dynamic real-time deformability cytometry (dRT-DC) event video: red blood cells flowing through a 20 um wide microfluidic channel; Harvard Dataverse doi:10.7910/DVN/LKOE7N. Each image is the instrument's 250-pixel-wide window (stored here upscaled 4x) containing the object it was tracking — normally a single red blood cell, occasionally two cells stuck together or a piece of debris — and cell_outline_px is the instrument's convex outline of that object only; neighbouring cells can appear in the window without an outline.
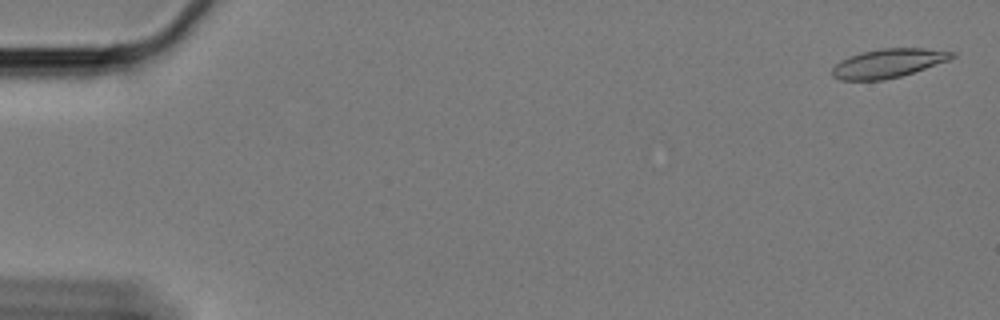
{"species": "Egyptian fruit bat (a non-hibernating species)", "species_latin": "Rousettus aegyptiacus", "temperature_condition": "cold", "stored_images_in_passage": 23, "camera_frame_rate_fps": 3000, "um_per_image_px": 0.085, "animal": {"sex": "female"}, "frame": {"image": 1, "passage_image": 2, "time_ms": 0.333, "image_size_px": [1000, 320], "cell_outline_px": [[956, 56], [948, 60], [900, 76], [884, 80], [840, 80], [832, 76], [832, 68], [840, 60], [848, 56], [860, 52], [880, 48], [924, 48], [956, 52]], "centroid_in_image_um": [75.46, 5.36], "position_along_channel_um": 9.5, "area_um2": 20.11}}
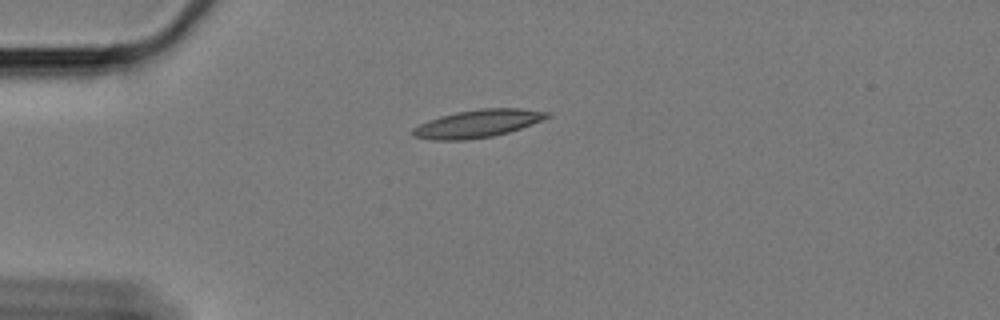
{"frame": {"image": 2, "passage_image": 16, "time_ms": 5.0, "image_size_px": [1000, 320], "cell_outline_px": [[552, 116], [532, 124], [508, 132], [492, 136], [464, 140], [432, 140], [412, 136], [412, 128], [428, 120], [440, 116], [456, 112], [480, 108], [520, 108], [548, 112]], "centroid_in_image_um": [40.58, 10.5], "position_along_channel_um": 44.4, "area_um2": 21.68}}
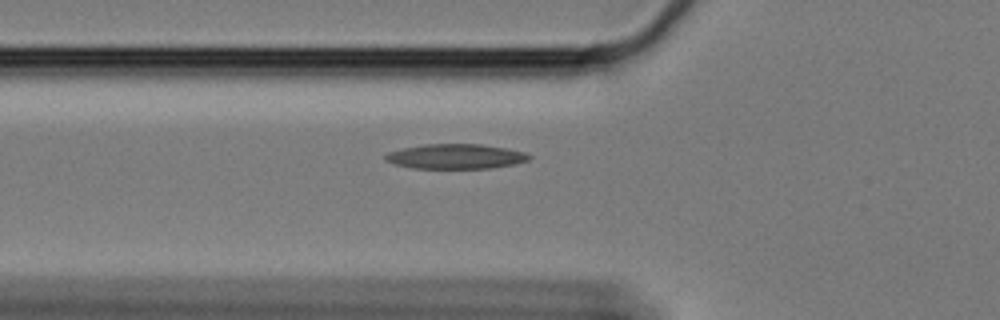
{"frame": {"image": 3, "passage_image": 22, "time_ms": 7.0, "image_size_px": [1000, 320], "cell_outline_px": [[532, 156], [528, 160], [516, 164], [492, 168], [412, 168], [396, 164], [384, 160], [384, 156], [388, 152], [400, 148], [424, 144], [480, 144], [508, 148], [524, 152]], "centroid_in_image_um": [38.73, 13.29], "position_along_channel_um": 87.1, "area_um2": 20.92}}